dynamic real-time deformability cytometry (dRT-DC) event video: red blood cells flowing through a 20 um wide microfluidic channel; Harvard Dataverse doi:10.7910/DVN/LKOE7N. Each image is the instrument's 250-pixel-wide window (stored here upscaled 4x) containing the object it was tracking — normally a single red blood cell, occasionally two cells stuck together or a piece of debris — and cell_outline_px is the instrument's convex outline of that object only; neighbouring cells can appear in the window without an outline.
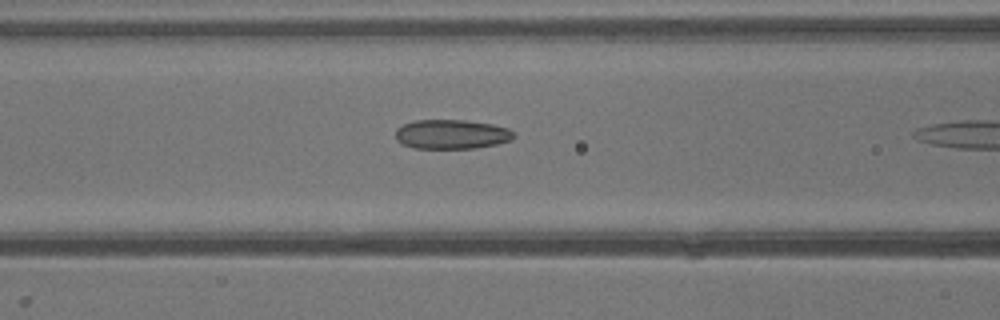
{"species": "common noctule bat (a hibernating species)", "species_latin": "Nyctalus noctula", "temperature_condition": "warm", "stored_images_in_passage": 27, "camera_frame_rate_fps": 3000, "um_per_image_px": 0.085, "animal": {"sex": "male", "body_mass_g": 13.3}, "frame": {"image": 1, "passage_image": 12, "time_ms": 3.667, "image_size_px": [1000, 320], "cell_outline_px": [[516, 136], [512, 140], [496, 144], [476, 148], [412, 148], [396, 140], [396, 128], [404, 124], [416, 120], [464, 120], [492, 124], [508, 128]], "centroid_in_image_um": [38.39, 11.41], "position_along_channel_um": 128.2, "area_um2": 20.23}}